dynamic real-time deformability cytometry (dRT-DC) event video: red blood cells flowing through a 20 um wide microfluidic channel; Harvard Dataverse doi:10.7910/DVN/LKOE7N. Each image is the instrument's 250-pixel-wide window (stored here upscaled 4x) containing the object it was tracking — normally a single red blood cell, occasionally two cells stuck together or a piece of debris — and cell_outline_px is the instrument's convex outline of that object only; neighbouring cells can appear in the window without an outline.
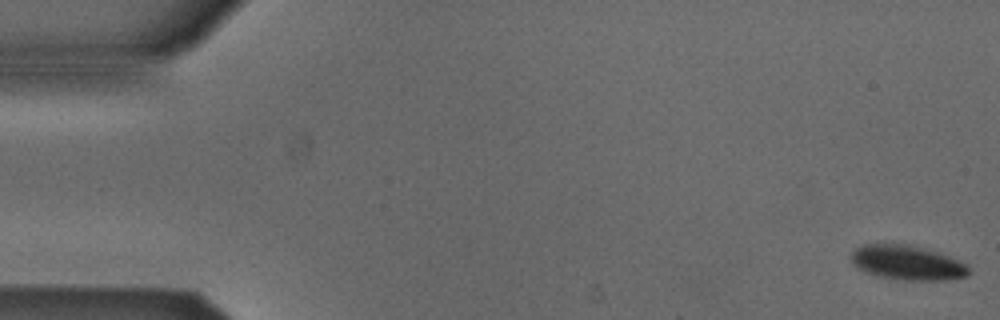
{"species": "Egyptian fruit bat (a non-hibernating species)", "species_latin": "Rousettus aegyptiacus", "temperature_condition": "cold", "stored_images_in_passage": 53, "camera_frame_rate_fps": 3000, "um_per_image_px": 0.085, "animal": {"sex": "male"}, "frame": {"image": 1, "passage_image": 1, "time_ms": 0.0, "image_size_px": [1000, 320], "cell_outline_px": [[968, 276], [948, 280], [904, 280], [880, 276], [856, 268], [852, 264], [852, 252], [856, 248], [864, 244], [904, 244], [936, 252], [960, 260], [968, 268]], "centroid_in_image_um": [77.11, 22.34], "position_along_channel_um": 7.9, "area_um2": 23.29}}
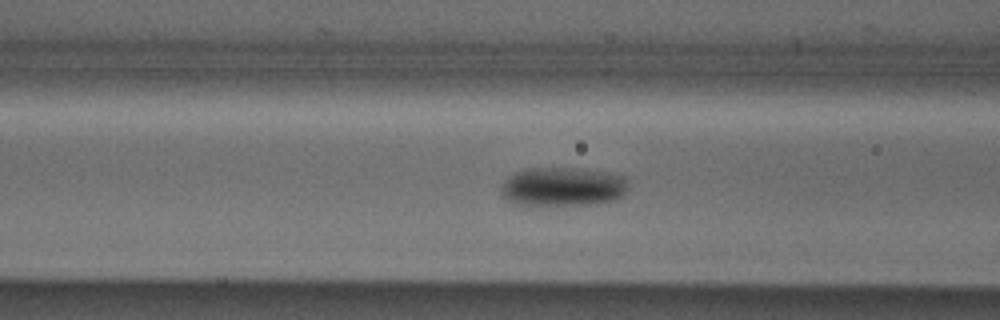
{"frame": {"image": 2, "passage_image": 21, "time_ms": 6.667, "image_size_px": [1000, 320], "cell_outline_px": [[628, 184], [624, 196], [616, 200], [588, 204], [516, 204], [508, 200], [500, 192], [500, 184], [508, 176], [524, 168], [564, 168], [604, 172], [624, 176], [628, 180]], "centroid_in_image_um": [47.82, 15.86], "position_along_channel_um": 118.8, "area_um2": 28.67}}
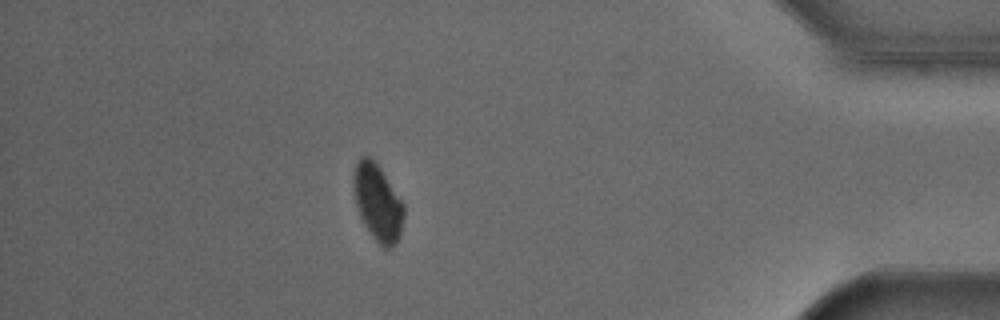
{"frame": {"image": 3, "passage_image": 47, "time_ms": 15.333, "image_size_px": [1000, 320], "cell_outline_px": [[404, 216], [400, 236], [396, 244], [388, 248], [384, 248], [372, 236], [364, 224], [356, 208], [352, 188], [352, 172], [356, 160], [360, 156], [368, 156], [380, 168], [404, 204]], "centroid_in_image_um": [32.07, 17.2], "position_along_channel_um": 403.1, "area_um2": 22.66}, "authors_computed_cell_mechanics": {"area_um2": 25.432, "velocity_mm_per_s": 3.8184, "shape_relaxation_time_tau1_ms": 2.4031, "shape_relaxation_time_tau2_ms": null, "deformation_change_tau1": 0.0513, "deformation_change_tau2": null}}